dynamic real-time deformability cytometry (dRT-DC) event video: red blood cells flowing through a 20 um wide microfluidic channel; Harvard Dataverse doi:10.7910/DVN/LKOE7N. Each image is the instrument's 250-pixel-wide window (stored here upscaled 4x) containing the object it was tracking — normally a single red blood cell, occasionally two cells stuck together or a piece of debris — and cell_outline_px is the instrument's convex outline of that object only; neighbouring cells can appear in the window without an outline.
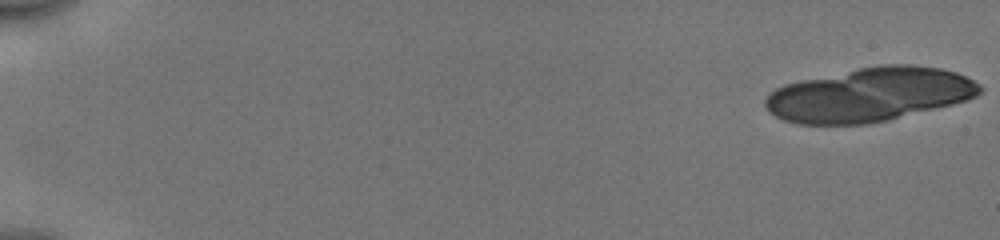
{"species": "human", "species_latin": "Homo sapiens", "temperature_condition": "cold", "stored_images_in_passage": 23, "camera_frame_rate_fps": 3000, "um_per_image_px": 0.085, "donor": {"sex": "male"}, "frame": {"image": 1, "passage_image": 1, "time_ms": 0.0, "image_size_px": [1000, 240], "cell_outline_px": [[984, 88], [976, 96], [968, 100], [888, 120], [868, 124], [796, 124], [784, 120], [768, 112], [764, 104], [764, 100], [776, 88], [784, 84], [800, 80], [880, 64], [912, 64], [940, 68], [956, 72], [980, 84]], "centroid_in_image_um": [73.91, 8.04], "position_along_channel_um": 11.1, "area_um2": 67.34}}
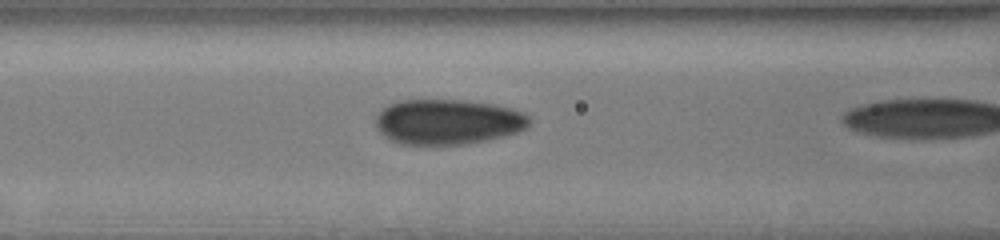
{"frame": {"image": 2, "passage_image": 22, "time_ms": 7.0, "image_size_px": [1000, 240], "cell_outline_px": [[532, 120], [528, 128], [504, 136], [488, 140], [468, 144], [400, 144], [384, 136], [376, 128], [376, 116], [380, 108], [388, 104], [400, 100], [464, 100], [492, 104], [512, 108], [528, 116]], "centroid_in_image_um": [38.05, 10.35], "position_along_channel_um": 128.5, "area_um2": 40.75}}